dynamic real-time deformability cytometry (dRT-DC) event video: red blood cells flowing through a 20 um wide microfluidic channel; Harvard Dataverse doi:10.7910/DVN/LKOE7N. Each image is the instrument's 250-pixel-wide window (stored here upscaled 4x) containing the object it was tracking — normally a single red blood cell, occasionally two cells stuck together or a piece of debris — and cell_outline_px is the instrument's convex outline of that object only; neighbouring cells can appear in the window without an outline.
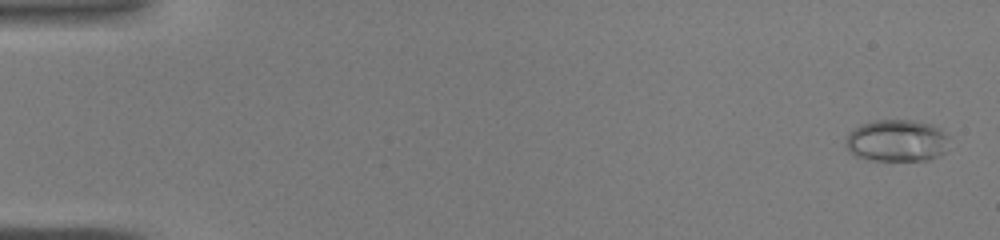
{"species": "common noctule bat (a hibernating species)", "species_latin": "Nyctalus noctula", "temperature_condition": "warm", "stored_images_in_passage": 44, "camera_frame_rate_fps": 3000, "um_per_image_px": 0.085, "animal": {"sex": "male", "body_mass_g": 19.0, "forearm_length_mm": 50.8}, "frame": {"image": 1, "passage_image": 2, "time_ms": 0.333, "image_size_px": [1000, 240], "cell_outline_px": [[948, 136], [944, 152], [928, 160], [868, 160], [856, 156], [844, 144], [848, 132], [864, 124], [876, 120], [912, 120], [932, 124], [940, 128]], "centroid_in_image_um": [76.22, 11.95], "position_along_channel_um": 8.8, "area_um2": 25.14}}
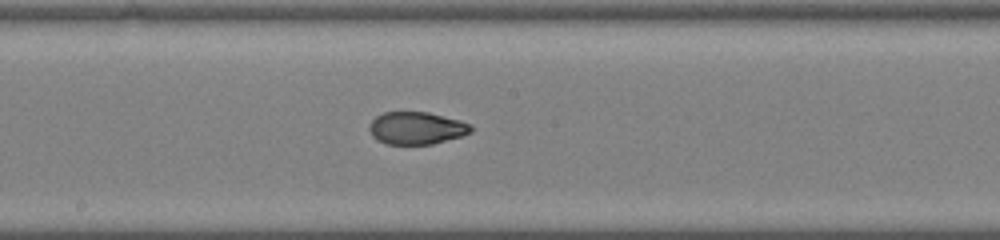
{"frame": {"image": 2, "passage_image": 25, "time_ms": 8.0, "image_size_px": [1000, 240], "cell_outline_px": [[472, 132], [460, 136], [432, 144], [388, 144], [372, 136], [368, 128], [368, 124], [376, 116], [384, 112], [428, 112], [460, 120], [472, 124]], "centroid_in_image_um": [35.4, 10.88], "position_along_channel_um": 212.8, "area_um2": 19.19}}
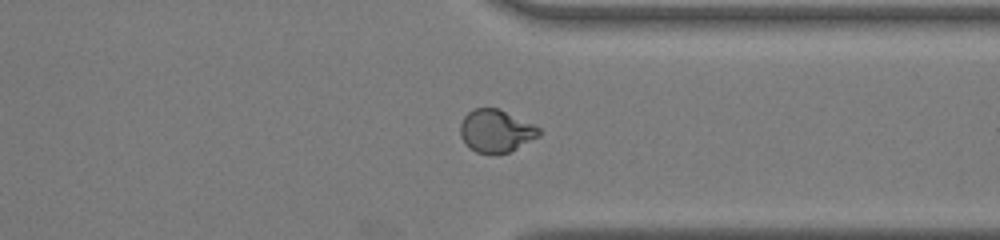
{"frame": {"image": 3, "passage_image": 35, "time_ms": 11.333, "image_size_px": [1000, 240], "cell_outline_px": [[540, 136], [508, 152], [476, 152], [468, 148], [464, 144], [460, 136], [460, 124], [464, 116], [472, 108], [500, 108], [540, 128]], "centroid_in_image_um": [42.12, 11.1], "position_along_channel_um": 369.3, "area_um2": 19.48}}